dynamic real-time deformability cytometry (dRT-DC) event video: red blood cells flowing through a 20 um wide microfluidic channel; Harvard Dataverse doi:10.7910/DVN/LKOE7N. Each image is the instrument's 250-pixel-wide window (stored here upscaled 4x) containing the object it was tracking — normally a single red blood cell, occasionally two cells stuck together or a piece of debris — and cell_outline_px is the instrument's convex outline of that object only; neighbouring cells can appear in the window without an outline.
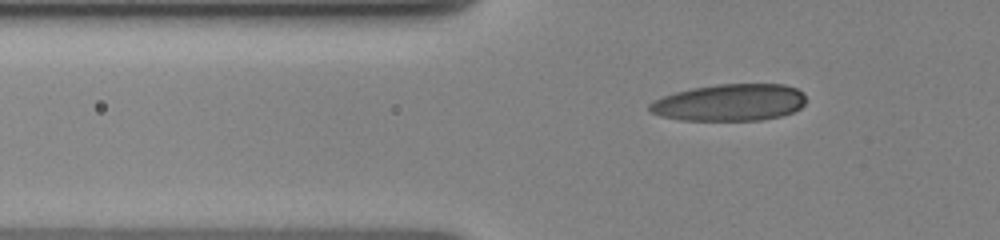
{"species": "human", "species_latin": "Homo sapiens", "temperature_condition": "cold", "stored_images_in_passage": 6, "camera_frame_rate_fps": 3000, "um_per_image_px": 0.085, "donor": {"sex": "female"}, "frame": {"image": 1, "passage_image": 6, "time_ms": 5.667, "image_size_px": [1000, 240], "cell_outline_px": [[804, 104], [800, 108], [792, 112], [780, 116], [760, 120], [680, 120], [660, 116], [648, 112], [648, 104], [652, 100], [676, 92], [692, 88], [716, 84], [784, 84], [796, 88], [804, 92]], "centroid_in_image_um": [61.99, 8.71], "position_along_channel_um": 63.8, "area_um2": 33.81}}